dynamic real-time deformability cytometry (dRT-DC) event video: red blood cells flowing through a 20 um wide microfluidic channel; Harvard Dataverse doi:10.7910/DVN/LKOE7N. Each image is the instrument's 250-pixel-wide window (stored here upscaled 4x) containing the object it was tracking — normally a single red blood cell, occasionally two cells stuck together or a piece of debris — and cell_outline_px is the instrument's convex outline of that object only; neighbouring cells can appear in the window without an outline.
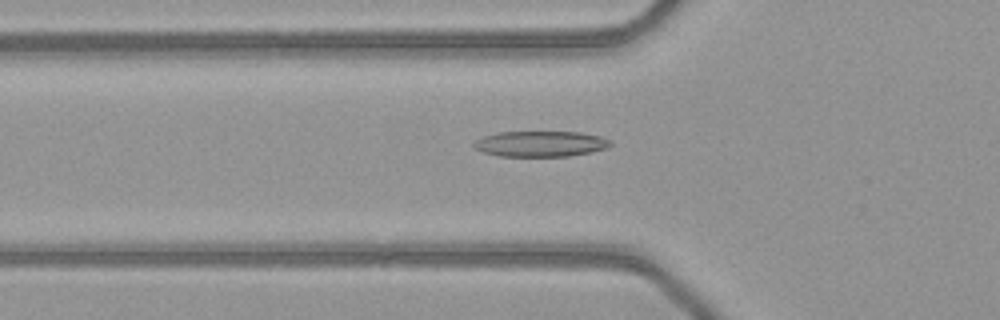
{"species": "common noctule bat (a hibernating species)", "species_latin": "Nyctalus noctula", "temperature_condition": "warm", "stored_images_in_passage": 51, "camera_frame_rate_fps": 3000, "um_per_image_px": 0.085, "animal": {"sex": "female", "body_mass_g": 21.9}, "frame": {"image": 1, "passage_image": 18, "time_ms": 5.667, "image_size_px": [1000, 320], "cell_outline_px": [[612, 144], [604, 148], [592, 152], [568, 156], [500, 156], [484, 152], [472, 148], [472, 144], [476, 140], [484, 136], [496, 132], [580, 132], [600, 136], [612, 140]], "centroid_in_image_um": [45.93, 12.22], "position_along_channel_um": 79.9, "area_um2": 20.46}}
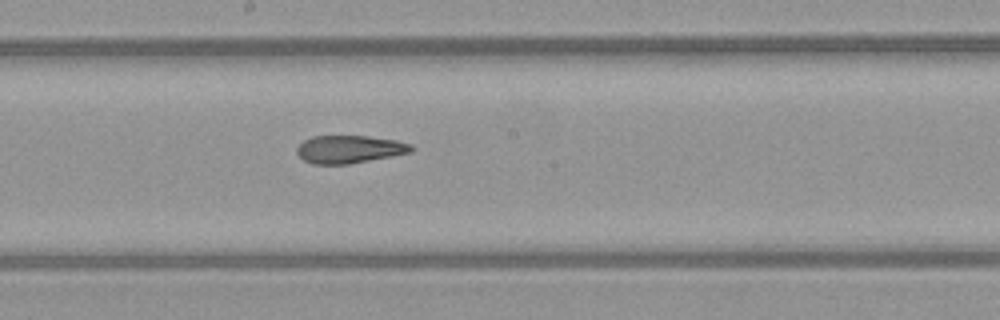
{"frame": {"image": 2, "passage_image": 28, "time_ms": 9.0, "image_size_px": [1000, 320], "cell_outline_px": [[416, 148], [412, 152], [392, 156], [348, 164], [312, 164], [304, 160], [296, 152], [296, 148], [304, 140], [312, 136], [368, 136], [396, 140], [412, 144]], "centroid_in_image_um": [29.72, 12.68], "position_along_channel_um": 218.5, "area_um2": 18.61}}
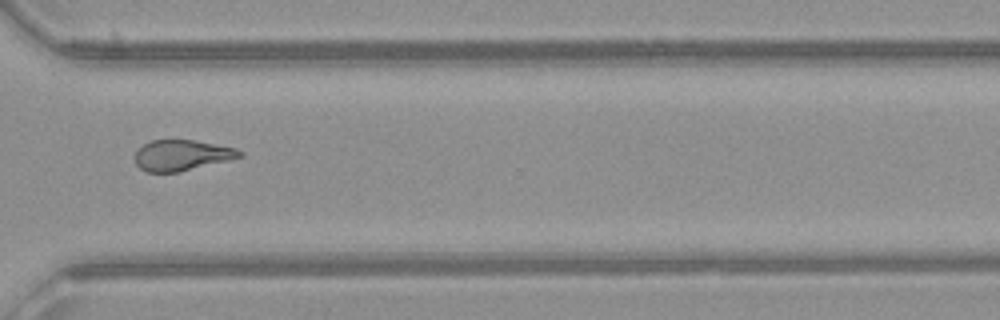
{"frame": {"image": 3, "passage_image": 38, "time_ms": 12.333, "image_size_px": [1000, 320], "cell_outline_px": [[244, 156], [180, 172], [148, 172], [140, 168], [136, 164], [136, 152], [144, 144], [152, 140], [192, 140], [236, 148], [244, 152]], "centroid_in_image_um": [15.48, 13.2], "position_along_channel_um": 355.1, "area_um2": 18.55}, "authors_computed_cell_mechanics": {"area_um2": 19.941, "velocity_mm_per_s": 4.1085, "shape_relaxation_time_tau1_ms": 10.1312, "shape_relaxation_time_tau2_ms": 2.1576, "deformation_change_tau1": 0.2772, "deformation_change_tau2": 0.1141}}